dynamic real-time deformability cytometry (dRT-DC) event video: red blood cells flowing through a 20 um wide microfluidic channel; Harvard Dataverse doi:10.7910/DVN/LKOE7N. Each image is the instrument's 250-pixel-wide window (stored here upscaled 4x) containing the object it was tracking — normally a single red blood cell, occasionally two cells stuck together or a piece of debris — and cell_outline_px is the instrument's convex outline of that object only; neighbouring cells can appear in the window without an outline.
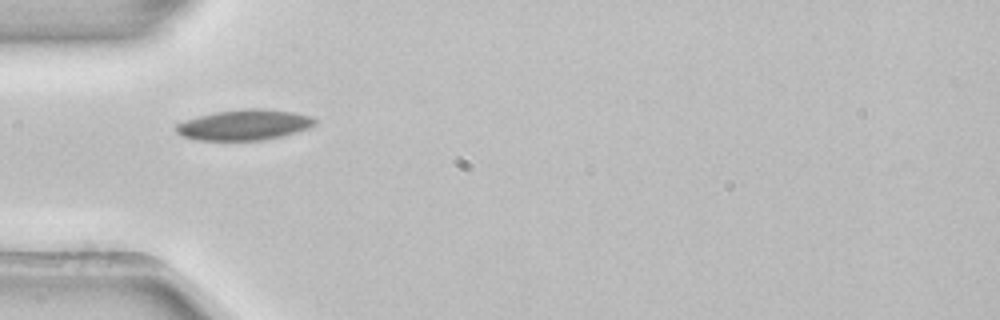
{"species": "common noctule bat (a hibernating species)", "species_latin": "Nyctalus noctula", "temperature_condition": "room temperature", "stored_images_in_passage": 3, "camera_frame_rate_fps": 3000, "um_per_image_px": 0.085, "animal": {"sex": "female", "body_mass_g": 22.7, "forearm_length_mm": 54.2}, "frame": {"image": 1, "passage_image": 3, "time_ms": 0.667, "image_size_px": [1000, 320], "cell_outline_px": [[316, 124], [308, 128], [296, 132], [280, 136], [260, 140], [196, 140], [180, 136], [176, 132], [176, 124], [200, 116], [216, 112], [248, 108], [268, 108], [292, 112], [312, 116], [316, 120]], "centroid_in_image_um": [20.78, 10.61], "position_along_channel_um": 64.2, "area_um2": 24.57}}